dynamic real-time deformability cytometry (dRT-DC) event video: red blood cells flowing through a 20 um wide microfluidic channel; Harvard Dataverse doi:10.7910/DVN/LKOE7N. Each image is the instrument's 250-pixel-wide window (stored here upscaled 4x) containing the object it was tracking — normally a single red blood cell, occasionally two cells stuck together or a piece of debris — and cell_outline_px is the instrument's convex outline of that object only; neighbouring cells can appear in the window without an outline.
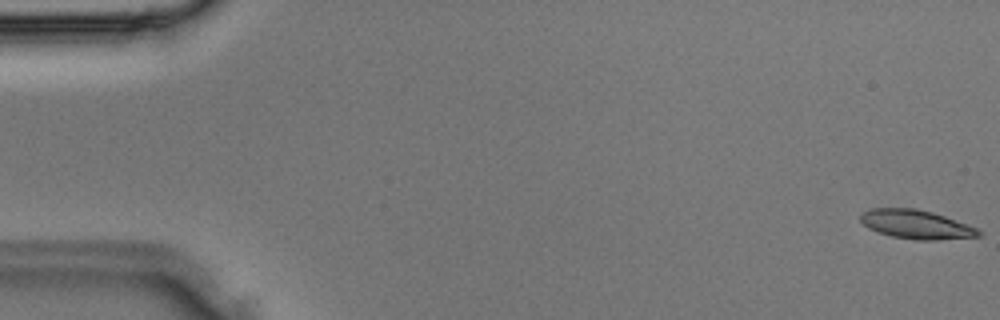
{"species": "Egyptian fruit bat (a non-hibernating species)", "species_latin": "Rousettus aegyptiacus", "temperature_condition": "room temperature", "stored_images_in_passage": 37, "camera_frame_rate_fps": 3000, "um_per_image_px": 0.085, "animal": {"sex": "male"}, "frame": {"image": 1, "passage_image": 1, "time_ms": 0.0, "image_size_px": [1000, 320], "cell_outline_px": [[980, 236], [940, 240], [916, 240], [892, 236], [868, 228], [860, 220], [860, 216], [864, 212], [872, 208], [912, 208], [932, 212], [968, 224], [976, 228], [980, 232]], "centroid_in_image_um": [77.88, 19.08], "position_along_channel_um": 7.1, "area_um2": 19.65}}
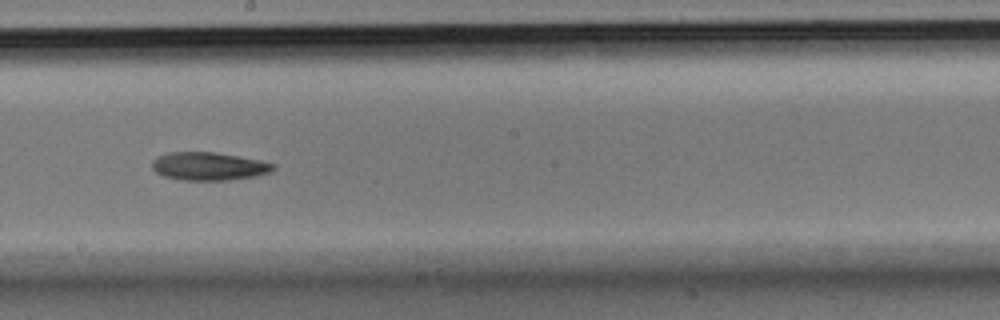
{"frame": {"image": 2, "passage_image": 21, "time_ms": 6.667, "image_size_px": [1000, 320], "cell_outline_px": [[276, 168], [268, 172], [256, 176], [228, 180], [180, 180], [164, 176], [156, 172], [152, 168], [152, 160], [168, 152], [216, 152], [260, 160], [276, 164]], "centroid_in_image_um": [17.75, 14.13], "position_along_channel_um": 230.4, "area_um2": 19.83}}
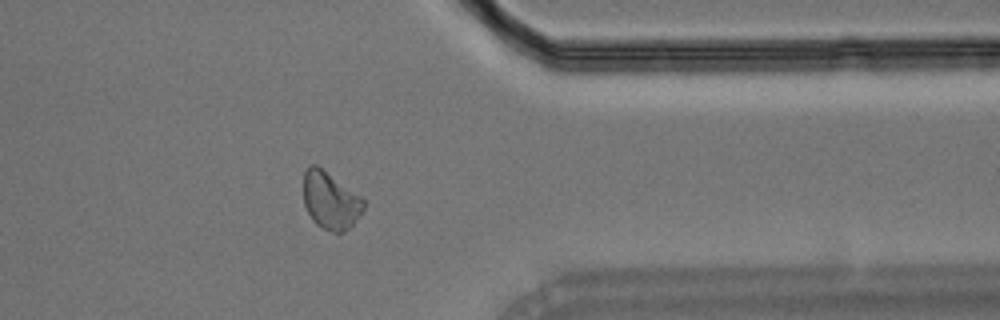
{"frame": {"image": 3, "passage_image": 30, "time_ms": 9.667, "image_size_px": [1000, 320], "cell_outline_px": [[364, 208], [352, 224], [344, 232], [332, 232], [316, 224], [312, 220], [304, 204], [304, 172], [308, 164], [316, 164], [360, 196], [364, 200]], "centroid_in_image_um": [28.06, 17.03], "position_along_channel_um": 383.3, "area_um2": 19.77}}